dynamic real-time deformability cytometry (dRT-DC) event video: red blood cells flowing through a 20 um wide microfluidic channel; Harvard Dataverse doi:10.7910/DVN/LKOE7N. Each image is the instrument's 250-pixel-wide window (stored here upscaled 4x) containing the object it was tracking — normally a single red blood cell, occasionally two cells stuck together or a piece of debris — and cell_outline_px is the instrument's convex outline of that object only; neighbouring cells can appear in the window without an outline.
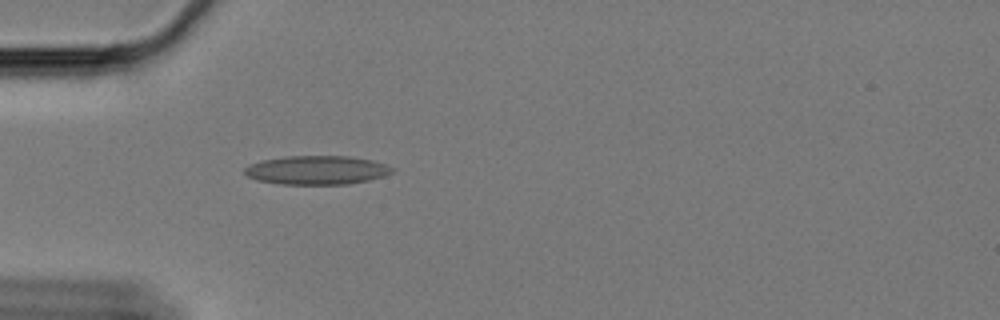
{"species": "Egyptian fruit bat (a non-hibernating species)", "species_latin": "Rousettus aegyptiacus", "temperature_condition": "cold", "stored_images_in_passage": 40, "camera_frame_rate_fps": 3000, "um_per_image_px": 0.085, "animal": {"sex": "female"}, "frame": {"image": 1, "passage_image": 1, "time_ms": 0.0, "image_size_px": [1000, 320], "cell_outline_px": [[392, 172], [384, 176], [368, 180], [348, 184], [284, 184], [256, 180], [248, 176], [244, 172], [244, 168], [260, 160], [284, 156], [348, 156], [372, 160], [384, 164], [392, 168]], "centroid_in_image_um": [26.9, 14.45], "position_along_channel_um": 58.1, "area_um2": 24.62}}
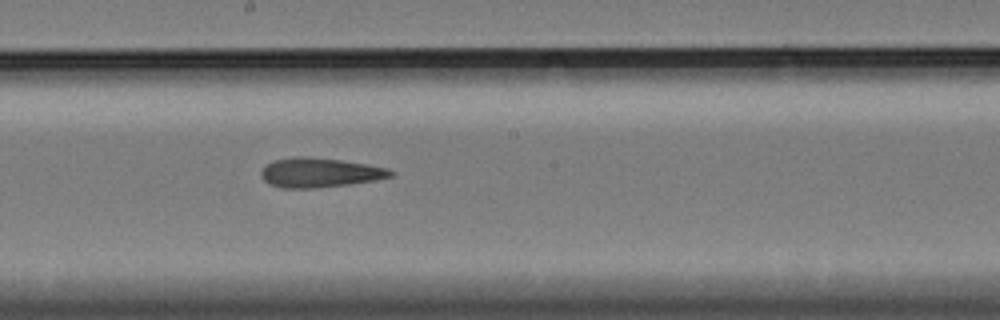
{"frame": {"image": 2, "passage_image": 16, "time_ms": 5.0, "image_size_px": [1000, 320], "cell_outline_px": [[396, 172], [392, 176], [376, 180], [348, 184], [316, 188], [284, 188], [268, 184], [260, 176], [260, 172], [268, 164], [276, 160], [296, 156], [312, 156], [368, 164], [388, 168]], "centroid_in_image_um": [27.2, 14.67], "position_along_channel_um": 221.0, "area_um2": 22.31}}
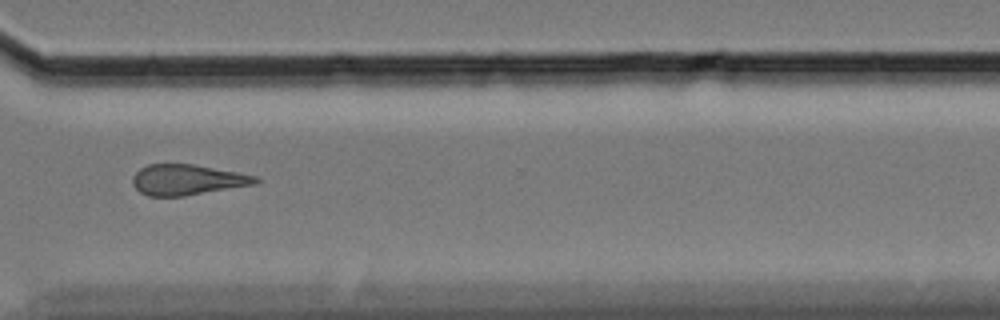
{"frame": {"image": 3, "passage_image": 28, "time_ms": 9.0, "image_size_px": [1000, 320], "cell_outline_px": [[260, 180], [256, 184], [184, 196], [148, 196], [140, 192], [132, 184], [132, 176], [140, 168], [148, 164], [192, 164], [236, 172], [256, 176]], "centroid_in_image_um": [15.88, 15.28], "position_along_channel_um": 354.7, "area_um2": 21.79}}